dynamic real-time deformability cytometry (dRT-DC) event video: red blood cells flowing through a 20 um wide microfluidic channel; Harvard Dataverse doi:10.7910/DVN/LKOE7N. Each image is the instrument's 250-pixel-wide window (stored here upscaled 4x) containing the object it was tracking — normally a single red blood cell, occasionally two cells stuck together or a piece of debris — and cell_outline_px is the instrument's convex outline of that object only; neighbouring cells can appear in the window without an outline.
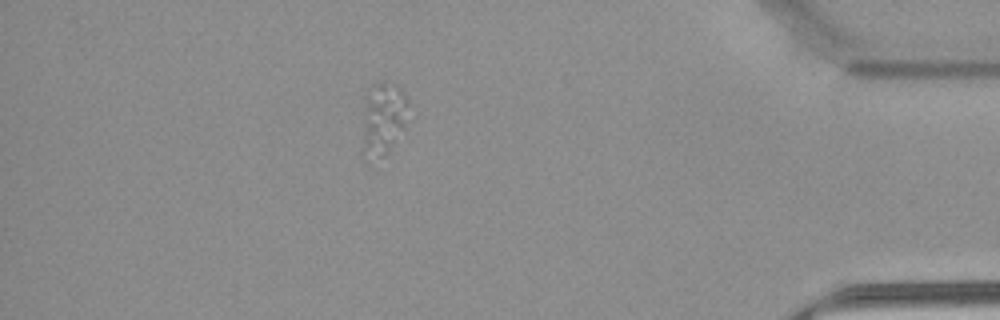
{"species": "common noctule bat (a hibernating species)", "species_latin": "Nyctalus noctula", "temperature_condition": "warm", "stored_images_in_passage": 43, "segment_of_instrument_passage": [2, 2], "camera_frame_rate_fps": 3000, "um_per_image_px": 0.085, "animal": {"sex": "female", "body_mass_g": 22.7, "forearm_length_mm": 54.2}, "frame": {"image": 1, "passage_image": 37, "time_ms": 12.0, "image_size_px": [1000, 320], "cell_outline_px": [[408, 104], [404, 128], [384, 156], [360, 156], [360, 152], [364, 96], [368, 88], [372, 84], [380, 80], [384, 80], [396, 84], [404, 92], [408, 100]], "centroid_in_image_um": [32.5, 10.01], "position_along_channel_um": 402.7, "area_um2": 20.17}}